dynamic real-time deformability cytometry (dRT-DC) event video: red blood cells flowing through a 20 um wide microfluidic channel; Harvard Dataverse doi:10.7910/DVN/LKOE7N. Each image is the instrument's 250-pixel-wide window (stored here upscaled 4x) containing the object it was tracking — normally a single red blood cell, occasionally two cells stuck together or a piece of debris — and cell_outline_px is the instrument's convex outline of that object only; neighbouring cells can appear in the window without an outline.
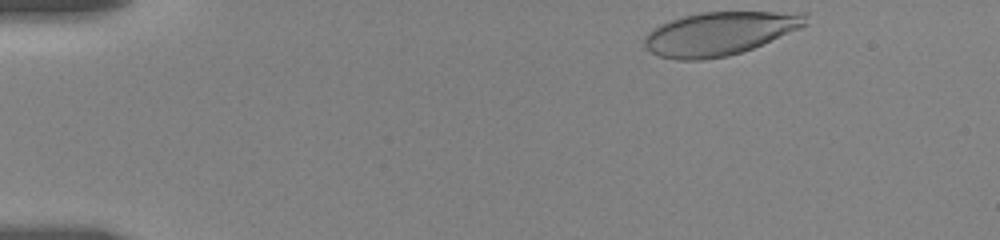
{"species": "human", "species_latin": "Homo sapiens", "temperature_condition": "room temperature", "stored_images_in_passage": 52, "camera_frame_rate_fps": 3000, "um_per_image_px": 0.085, "donor": {"sex": "female"}, "frame": {"image": 1, "passage_image": 1, "time_ms": 0.0, "image_size_px": [1000, 240], "cell_outline_px": [[808, 24], [752, 48], [728, 56], [704, 60], [676, 60], [660, 56], [644, 48], [644, 36], [652, 28], [660, 24], [684, 16], [700, 12], [808, 12]], "centroid_in_image_um": [61.14, 2.84], "position_along_channel_um": 23.9, "area_um2": 40.69}}
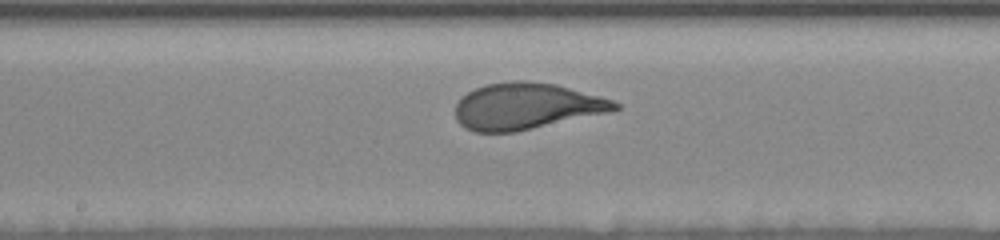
{"frame": {"image": 2, "passage_image": 29, "time_ms": 7.667, "image_size_px": [1000, 240], "cell_outline_px": [[620, 108], [608, 112], [516, 132], [476, 132], [464, 128], [456, 120], [456, 104], [460, 96], [484, 84], [512, 80], [528, 80], [556, 84], [600, 96], [612, 100], [620, 104]], "centroid_in_image_um": [44.7, 9.02], "position_along_channel_um": 203.5, "area_um2": 43.29}}
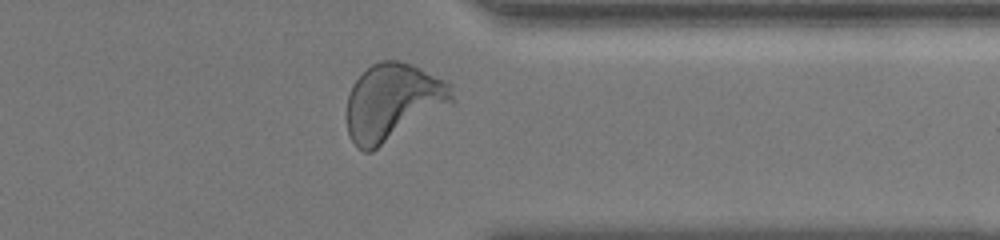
{"frame": {"image": 3, "passage_image": 49, "time_ms": 12.667, "image_size_px": [1000, 240], "cell_outline_px": [[452, 104], [372, 152], [364, 152], [356, 148], [348, 132], [348, 96], [352, 84], [372, 64], [380, 60], [400, 60], [420, 68], [452, 84]], "centroid_in_image_um": [33.4, 8.69], "position_along_channel_um": 378.0, "area_um2": 47.16}, "authors_computed_cell_mechanics": {"area_um2": 42.8298, "velocity_mm_per_s": 3.5439, "shape_relaxation_time_tau1_ms": 3.0829, "shape_relaxation_time_tau2_ms": null, "deformation_change_tau1": 0.1623, "deformation_change_tau2": null}}